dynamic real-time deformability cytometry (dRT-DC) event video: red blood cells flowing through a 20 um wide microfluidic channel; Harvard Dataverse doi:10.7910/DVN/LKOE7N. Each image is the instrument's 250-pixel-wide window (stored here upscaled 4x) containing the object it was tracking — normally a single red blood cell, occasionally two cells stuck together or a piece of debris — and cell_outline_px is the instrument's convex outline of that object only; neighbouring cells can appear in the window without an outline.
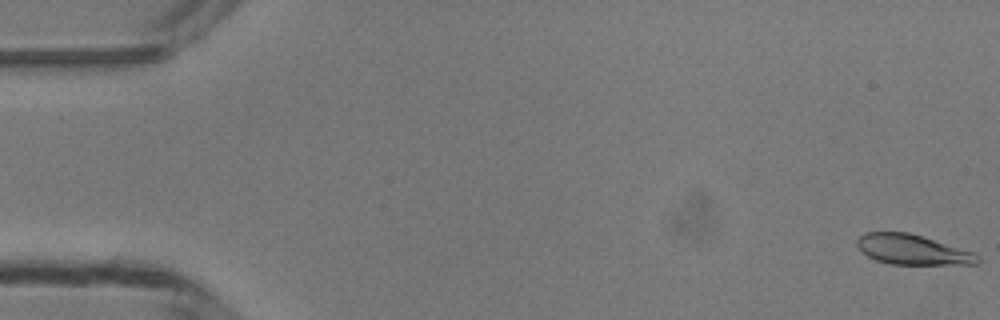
{"species": "common noctule bat (a hibernating species)", "species_latin": "Nyctalus noctula", "temperature_condition": "room temperature", "stored_images_in_passage": 49, "camera_frame_rate_fps": 3000, "um_per_image_px": 0.085, "animal": {"sex": "male", "body_mass_g": 13.3}, "frame": {"image": 1, "passage_image": 1, "time_ms": 0.0, "image_size_px": [1000, 320], "cell_outline_px": [[980, 260], [976, 264], [892, 264], [876, 260], [868, 256], [856, 244], [856, 240], [864, 232], [908, 232], [972, 252], [980, 256]], "centroid_in_image_um": [77.53, 21.22], "position_along_channel_um": 7.5, "area_um2": 20.69}}
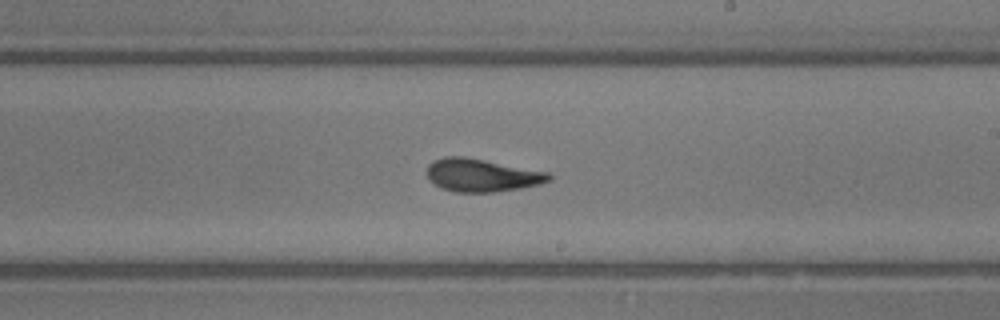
{"frame": {"image": 2, "passage_image": 29, "time_ms": 9.333, "image_size_px": [1000, 320], "cell_outline_px": [[552, 180], [540, 184], [520, 188], [492, 192], [456, 192], [440, 188], [428, 180], [428, 164], [432, 160], [444, 156], [464, 156], [548, 172], [552, 176]], "centroid_in_image_um": [40.93, 14.89], "position_along_channel_um": 248.1, "area_um2": 23.47}}
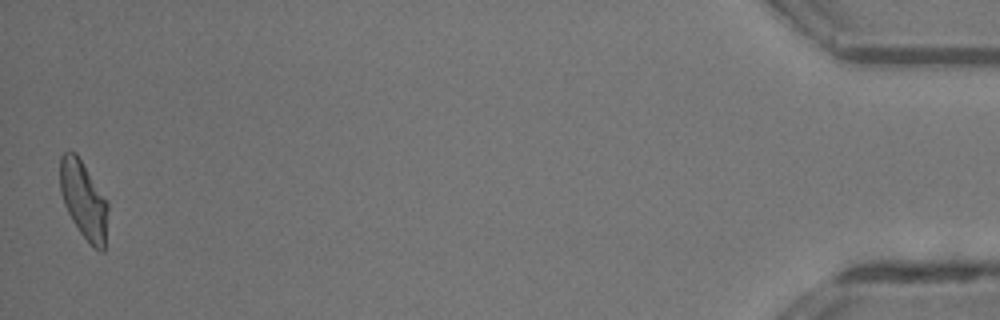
{"frame": {"image": 3, "passage_image": 49, "time_ms": 16.0, "image_size_px": [1000, 320], "cell_outline_px": [[108, 208], [104, 252], [100, 252], [80, 232], [72, 220], [64, 204], [60, 192], [60, 156], [64, 152], [76, 152], [108, 200]], "centroid_in_image_um": [7.11, 16.96], "position_along_channel_um": 428.1, "area_um2": 21.62}, "authors_computed_cell_mechanics": {"area_um2": 22.6576, "velocity_mm_per_s": 4.1679, "shape_relaxation_time_tau1_ms": 3.3628, "shape_relaxation_time_tau2_ms": 2.5303, "deformation_change_tau1": 0.1447, "deformation_change_tau2": 0.0858}}